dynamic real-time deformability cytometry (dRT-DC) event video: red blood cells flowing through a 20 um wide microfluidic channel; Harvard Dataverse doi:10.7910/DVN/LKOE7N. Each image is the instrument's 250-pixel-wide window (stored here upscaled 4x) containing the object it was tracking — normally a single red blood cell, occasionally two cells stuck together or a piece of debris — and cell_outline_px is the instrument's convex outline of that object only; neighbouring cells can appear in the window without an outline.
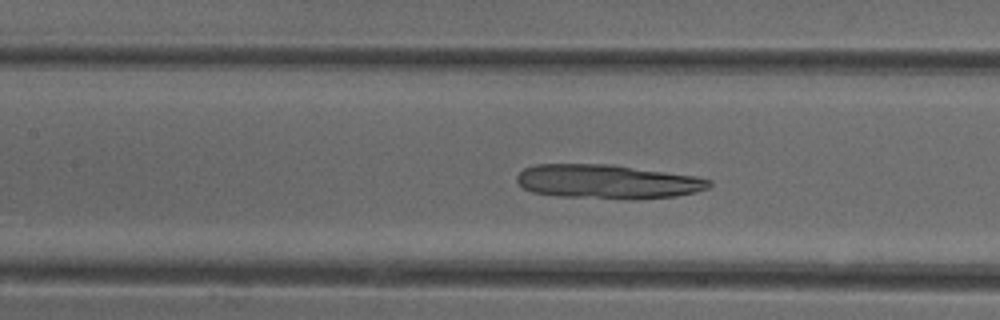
{"species": "common noctule bat (a hibernating species)", "species_latin": "Nyctalus noctula", "temperature_condition": "cold", "stored_images_in_passage": 51, "camera_frame_rate_fps": 3000, "um_per_image_px": 0.085, "animal": {"sex": "female"}, "frame": {"image": 1, "passage_image": 21, "time_ms": 6.667, "image_size_px": [1000, 320], "cell_outline_px": [[712, 184], [708, 188], [696, 192], [676, 196], [632, 200], [560, 196], [532, 192], [524, 188], [516, 180], [516, 176], [524, 168], [536, 164], [612, 164], [696, 176], [712, 180]], "centroid_in_image_um": [51.66, 15.44], "position_along_channel_um": 155.7, "area_um2": 38.55}}
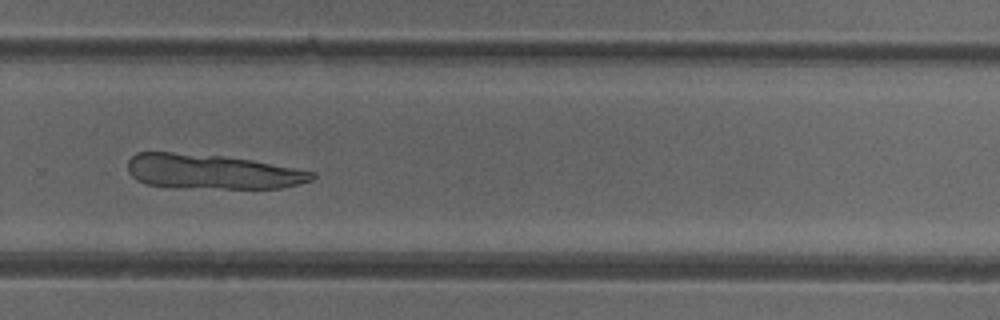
{"frame": {"image": 2, "passage_image": 33, "time_ms": 10.667, "image_size_px": [1000, 320], "cell_outline_px": [[316, 176], [312, 180], [280, 188], [180, 188], [148, 184], [136, 180], [128, 172], [128, 160], [136, 152], [172, 152], [220, 156], [252, 160], [316, 172]], "centroid_in_image_um": [17.99, 14.59], "position_along_channel_um": 311.8, "area_um2": 37.22}}
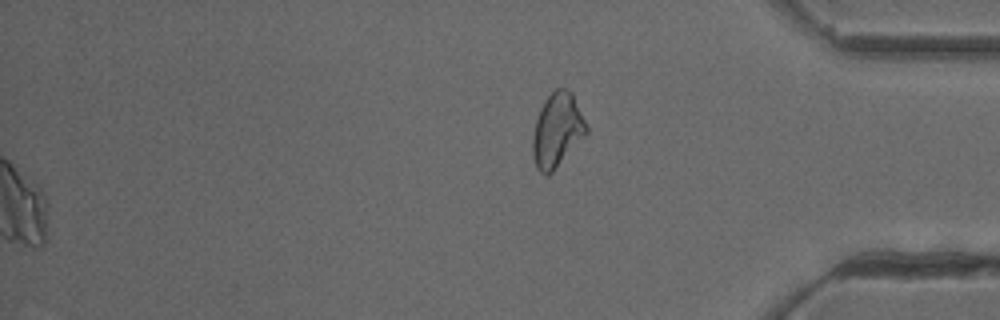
{"frame": {"image": 3, "passage_image": 51, "time_ms": 16.667, "image_size_px": [1000, 320], "cell_outline_px": [[588, 132], [552, 172], [548, 176], [540, 172], [536, 168], [532, 156], [532, 140], [536, 120], [540, 108], [544, 100], [556, 88], [564, 88], [572, 92], [588, 128]], "centroid_in_image_um": [47.34, 11.07], "position_along_channel_um": 387.9, "area_um2": 23.0}}